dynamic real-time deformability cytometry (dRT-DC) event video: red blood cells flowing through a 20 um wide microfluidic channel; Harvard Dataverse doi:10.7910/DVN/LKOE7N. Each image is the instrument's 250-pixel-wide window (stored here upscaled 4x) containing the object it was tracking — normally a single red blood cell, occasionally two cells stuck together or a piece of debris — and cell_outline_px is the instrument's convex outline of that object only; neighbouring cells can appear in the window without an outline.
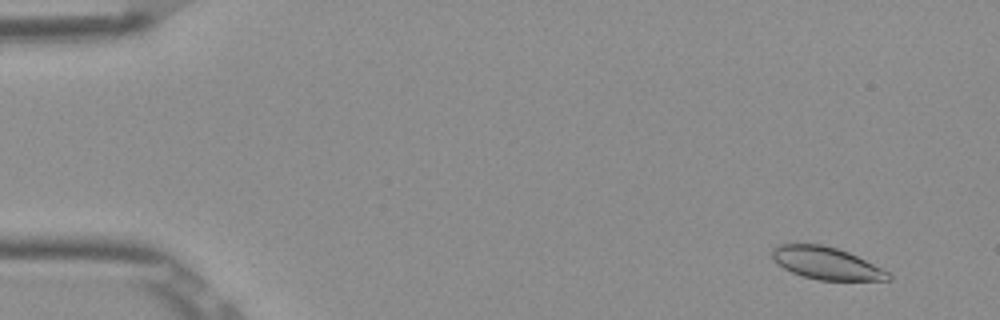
{"species": "Egyptian fruit bat (a non-hibernating species)", "species_latin": "Rousettus aegyptiacus", "temperature_condition": "room temperature", "stored_images_in_passage": 4, "camera_frame_rate_fps": 3000, "um_per_image_px": 0.085, "frame": {"image": 1, "passage_image": 1, "time_ms": 0.0, "image_size_px": [1000, 320], "cell_outline_px": [[892, 280], [820, 280], [804, 276], [792, 272], [784, 268], [772, 256], [772, 248], [780, 244], [820, 244], [836, 248], [848, 252], [888, 272], [892, 276]], "centroid_in_image_um": [70.24, 22.37], "position_along_channel_um": 14.8, "area_um2": 21.39}}
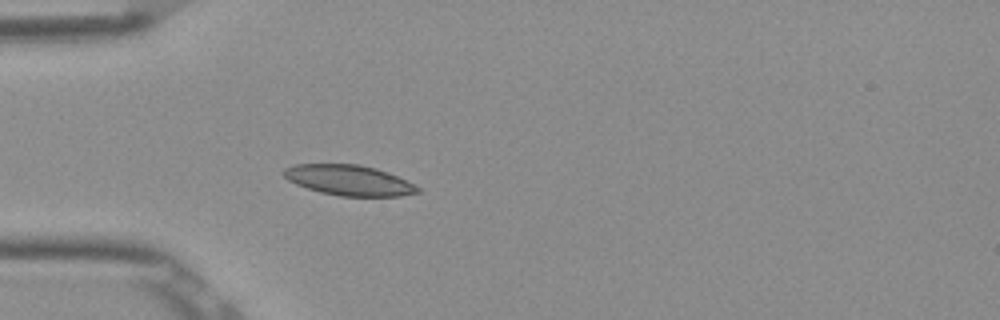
{"frame": {"image": 2, "passage_image": 4, "time_ms": 1.0, "image_size_px": [1000, 320], "cell_outline_px": [[420, 192], [400, 196], [340, 196], [320, 192], [296, 184], [288, 180], [284, 176], [284, 168], [296, 164], [360, 164], [376, 168], [388, 172], [420, 188]], "centroid_in_image_um": [29.65, 15.32], "position_along_channel_um": 55.4, "area_um2": 23.52}}